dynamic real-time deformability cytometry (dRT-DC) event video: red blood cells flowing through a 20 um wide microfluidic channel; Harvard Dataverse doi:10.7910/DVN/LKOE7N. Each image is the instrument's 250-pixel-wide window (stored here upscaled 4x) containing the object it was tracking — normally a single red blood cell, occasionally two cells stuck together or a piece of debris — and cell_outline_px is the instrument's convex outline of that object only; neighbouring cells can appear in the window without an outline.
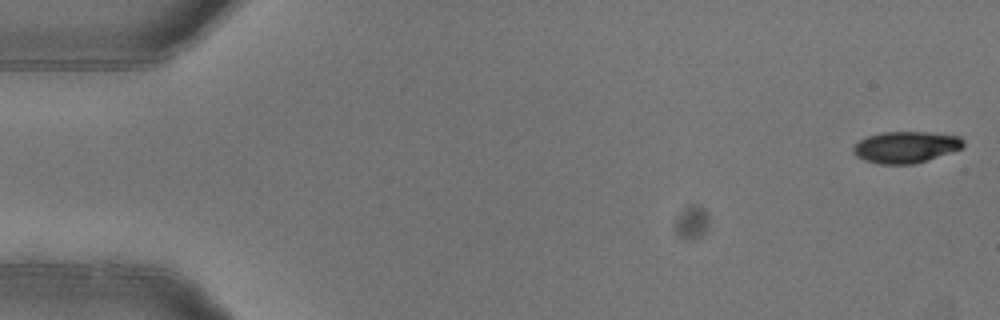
{"species": "common noctule bat (a hibernating species)", "species_latin": "Nyctalus noctula", "temperature_condition": "warm", "stored_images_in_passage": 6, "camera_frame_rate_fps": 3000, "um_per_image_px": 0.085, "animal": {"sex": "female"}, "frame": {"image": 1, "passage_image": 1, "time_ms": 0.0, "image_size_px": [1000, 320], "cell_outline_px": [[964, 148], [912, 164], [880, 164], [864, 160], [856, 156], [852, 152], [852, 148], [860, 140], [868, 136], [880, 132], [928, 132], [960, 136], [964, 140]], "centroid_in_image_um": [76.99, 12.49], "position_along_channel_um": 8.0, "area_um2": 20.17}}
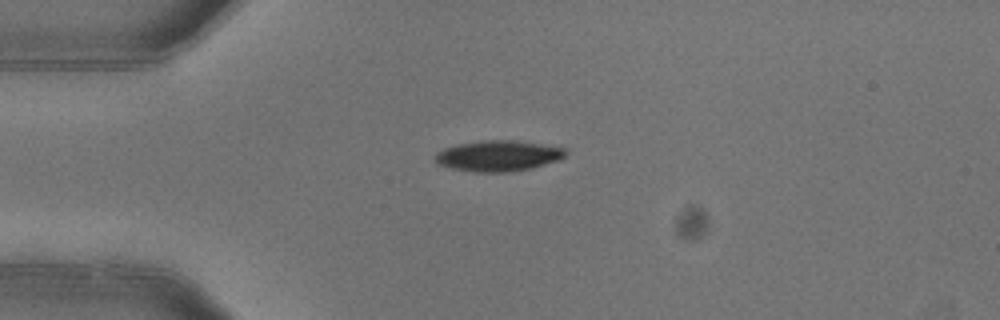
{"frame": {"image": 2, "passage_image": 4, "time_ms": 1.0, "image_size_px": [1000, 320], "cell_outline_px": [[568, 152], [560, 160], [532, 168], [504, 172], [472, 172], [452, 168], [440, 164], [436, 160], [436, 152], [444, 148], [456, 144], [484, 140], [512, 140], [564, 148]], "centroid_in_image_um": [42.35, 13.25], "position_along_channel_um": 42.7, "area_um2": 23.18}}